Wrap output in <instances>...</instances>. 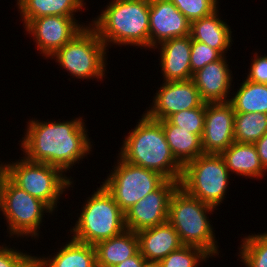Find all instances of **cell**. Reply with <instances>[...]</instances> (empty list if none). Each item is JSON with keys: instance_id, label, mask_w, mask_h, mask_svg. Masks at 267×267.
Returning <instances> with one entry per match:
<instances>
[{"instance_id": "obj_1", "label": "cell", "mask_w": 267, "mask_h": 267, "mask_svg": "<svg viewBox=\"0 0 267 267\" xmlns=\"http://www.w3.org/2000/svg\"><path fill=\"white\" fill-rule=\"evenodd\" d=\"M79 116L63 122L29 119L20 148L31 162L46 163L60 168L65 174L92 152L85 120ZM92 143V144H91Z\"/></svg>"}, {"instance_id": "obj_2", "label": "cell", "mask_w": 267, "mask_h": 267, "mask_svg": "<svg viewBox=\"0 0 267 267\" xmlns=\"http://www.w3.org/2000/svg\"><path fill=\"white\" fill-rule=\"evenodd\" d=\"M124 136L118 155L130 164L153 170L167 180L180 182L183 166L175 159L162 125L144 112Z\"/></svg>"}, {"instance_id": "obj_3", "label": "cell", "mask_w": 267, "mask_h": 267, "mask_svg": "<svg viewBox=\"0 0 267 267\" xmlns=\"http://www.w3.org/2000/svg\"><path fill=\"white\" fill-rule=\"evenodd\" d=\"M107 4L90 22L107 49L113 44L149 50V0H111Z\"/></svg>"}, {"instance_id": "obj_4", "label": "cell", "mask_w": 267, "mask_h": 267, "mask_svg": "<svg viewBox=\"0 0 267 267\" xmlns=\"http://www.w3.org/2000/svg\"><path fill=\"white\" fill-rule=\"evenodd\" d=\"M214 210L218 209L191 196L180 186L173 192L168 210V222L179 234L182 244L202 248L211 258L220 253L208 215H213Z\"/></svg>"}, {"instance_id": "obj_5", "label": "cell", "mask_w": 267, "mask_h": 267, "mask_svg": "<svg viewBox=\"0 0 267 267\" xmlns=\"http://www.w3.org/2000/svg\"><path fill=\"white\" fill-rule=\"evenodd\" d=\"M94 192V193H93ZM87 197L79 211L70 237L78 242L95 246L126 230L125 213L103 185Z\"/></svg>"}, {"instance_id": "obj_6", "label": "cell", "mask_w": 267, "mask_h": 267, "mask_svg": "<svg viewBox=\"0 0 267 267\" xmlns=\"http://www.w3.org/2000/svg\"><path fill=\"white\" fill-rule=\"evenodd\" d=\"M11 162L4 163L6 176L20 189L44 202L53 212L61 196L74 187L73 178L56 166L31 162L24 156Z\"/></svg>"}, {"instance_id": "obj_7", "label": "cell", "mask_w": 267, "mask_h": 267, "mask_svg": "<svg viewBox=\"0 0 267 267\" xmlns=\"http://www.w3.org/2000/svg\"><path fill=\"white\" fill-rule=\"evenodd\" d=\"M108 50L97 32L89 25L50 58L54 59L62 70L65 69L68 75L71 74L72 78L83 81L97 79L99 82L106 78L108 73Z\"/></svg>"}, {"instance_id": "obj_8", "label": "cell", "mask_w": 267, "mask_h": 267, "mask_svg": "<svg viewBox=\"0 0 267 267\" xmlns=\"http://www.w3.org/2000/svg\"><path fill=\"white\" fill-rule=\"evenodd\" d=\"M0 212L8 224L9 238L31 236L33 240L39 239L45 214L54 215L44 202L20 189L6 175L0 189Z\"/></svg>"}, {"instance_id": "obj_9", "label": "cell", "mask_w": 267, "mask_h": 267, "mask_svg": "<svg viewBox=\"0 0 267 267\" xmlns=\"http://www.w3.org/2000/svg\"><path fill=\"white\" fill-rule=\"evenodd\" d=\"M231 173L220 154H202L183 166L179 186L200 201L218 208L226 198Z\"/></svg>"}, {"instance_id": "obj_10", "label": "cell", "mask_w": 267, "mask_h": 267, "mask_svg": "<svg viewBox=\"0 0 267 267\" xmlns=\"http://www.w3.org/2000/svg\"><path fill=\"white\" fill-rule=\"evenodd\" d=\"M102 185L125 213L167 179L161 174L124 161L119 155Z\"/></svg>"}, {"instance_id": "obj_11", "label": "cell", "mask_w": 267, "mask_h": 267, "mask_svg": "<svg viewBox=\"0 0 267 267\" xmlns=\"http://www.w3.org/2000/svg\"><path fill=\"white\" fill-rule=\"evenodd\" d=\"M68 16H44L28 20L24 25L26 33L33 38L35 47L44 59L50 57L61 47L71 41L88 25ZM82 24H81V23Z\"/></svg>"}, {"instance_id": "obj_12", "label": "cell", "mask_w": 267, "mask_h": 267, "mask_svg": "<svg viewBox=\"0 0 267 267\" xmlns=\"http://www.w3.org/2000/svg\"><path fill=\"white\" fill-rule=\"evenodd\" d=\"M152 99L149 109L146 108L144 112L150 119L157 121L167 120L174 113L197 108L205 103L192 79L162 82Z\"/></svg>"}, {"instance_id": "obj_13", "label": "cell", "mask_w": 267, "mask_h": 267, "mask_svg": "<svg viewBox=\"0 0 267 267\" xmlns=\"http://www.w3.org/2000/svg\"><path fill=\"white\" fill-rule=\"evenodd\" d=\"M178 181L166 180L125 212L126 229L135 233L168 221L169 202Z\"/></svg>"}, {"instance_id": "obj_14", "label": "cell", "mask_w": 267, "mask_h": 267, "mask_svg": "<svg viewBox=\"0 0 267 267\" xmlns=\"http://www.w3.org/2000/svg\"><path fill=\"white\" fill-rule=\"evenodd\" d=\"M234 119L235 112L229 101L206 103L201 137L205 154H221L235 141Z\"/></svg>"}, {"instance_id": "obj_15", "label": "cell", "mask_w": 267, "mask_h": 267, "mask_svg": "<svg viewBox=\"0 0 267 267\" xmlns=\"http://www.w3.org/2000/svg\"><path fill=\"white\" fill-rule=\"evenodd\" d=\"M190 26L170 0H149V50L169 39L190 35Z\"/></svg>"}, {"instance_id": "obj_16", "label": "cell", "mask_w": 267, "mask_h": 267, "mask_svg": "<svg viewBox=\"0 0 267 267\" xmlns=\"http://www.w3.org/2000/svg\"><path fill=\"white\" fill-rule=\"evenodd\" d=\"M227 60L226 56H222L193 74L192 80L205 103L230 101L233 71L229 69Z\"/></svg>"}, {"instance_id": "obj_17", "label": "cell", "mask_w": 267, "mask_h": 267, "mask_svg": "<svg viewBox=\"0 0 267 267\" xmlns=\"http://www.w3.org/2000/svg\"><path fill=\"white\" fill-rule=\"evenodd\" d=\"M160 53L163 82L186 81L193 77L190 64L191 36L172 38L154 47Z\"/></svg>"}, {"instance_id": "obj_18", "label": "cell", "mask_w": 267, "mask_h": 267, "mask_svg": "<svg viewBox=\"0 0 267 267\" xmlns=\"http://www.w3.org/2000/svg\"><path fill=\"white\" fill-rule=\"evenodd\" d=\"M136 234L139 241V252L146 261L159 262L183 246L179 234L168 221Z\"/></svg>"}, {"instance_id": "obj_19", "label": "cell", "mask_w": 267, "mask_h": 267, "mask_svg": "<svg viewBox=\"0 0 267 267\" xmlns=\"http://www.w3.org/2000/svg\"><path fill=\"white\" fill-rule=\"evenodd\" d=\"M219 8L207 17L191 22V39L207 44L211 48L218 50L223 56H226L229 48L232 46L233 38L231 27L228 22L222 20L219 16Z\"/></svg>"}, {"instance_id": "obj_20", "label": "cell", "mask_w": 267, "mask_h": 267, "mask_svg": "<svg viewBox=\"0 0 267 267\" xmlns=\"http://www.w3.org/2000/svg\"><path fill=\"white\" fill-rule=\"evenodd\" d=\"M54 255L34 256L33 263L37 267H97L96 250L93 245L81 243L74 239L57 248Z\"/></svg>"}, {"instance_id": "obj_21", "label": "cell", "mask_w": 267, "mask_h": 267, "mask_svg": "<svg viewBox=\"0 0 267 267\" xmlns=\"http://www.w3.org/2000/svg\"><path fill=\"white\" fill-rule=\"evenodd\" d=\"M231 174L247 177L246 179L259 180L267 170L260 162L259 155L254 144L233 142L220 154Z\"/></svg>"}, {"instance_id": "obj_22", "label": "cell", "mask_w": 267, "mask_h": 267, "mask_svg": "<svg viewBox=\"0 0 267 267\" xmlns=\"http://www.w3.org/2000/svg\"><path fill=\"white\" fill-rule=\"evenodd\" d=\"M94 247L96 266L114 267L139 251V241L135 232L126 229L108 240L97 243Z\"/></svg>"}, {"instance_id": "obj_23", "label": "cell", "mask_w": 267, "mask_h": 267, "mask_svg": "<svg viewBox=\"0 0 267 267\" xmlns=\"http://www.w3.org/2000/svg\"><path fill=\"white\" fill-rule=\"evenodd\" d=\"M85 0H17L18 13L23 24L30 19L44 16L76 17V12L83 11L86 7ZM83 9V10H82Z\"/></svg>"}, {"instance_id": "obj_24", "label": "cell", "mask_w": 267, "mask_h": 267, "mask_svg": "<svg viewBox=\"0 0 267 267\" xmlns=\"http://www.w3.org/2000/svg\"><path fill=\"white\" fill-rule=\"evenodd\" d=\"M158 122L162 125L173 156L182 166L204 154L199 135L173 125L168 119Z\"/></svg>"}, {"instance_id": "obj_25", "label": "cell", "mask_w": 267, "mask_h": 267, "mask_svg": "<svg viewBox=\"0 0 267 267\" xmlns=\"http://www.w3.org/2000/svg\"><path fill=\"white\" fill-rule=\"evenodd\" d=\"M236 90L229 101L235 113L267 114V84L244 79Z\"/></svg>"}, {"instance_id": "obj_26", "label": "cell", "mask_w": 267, "mask_h": 267, "mask_svg": "<svg viewBox=\"0 0 267 267\" xmlns=\"http://www.w3.org/2000/svg\"><path fill=\"white\" fill-rule=\"evenodd\" d=\"M267 132L266 113H235V142L254 144Z\"/></svg>"}, {"instance_id": "obj_27", "label": "cell", "mask_w": 267, "mask_h": 267, "mask_svg": "<svg viewBox=\"0 0 267 267\" xmlns=\"http://www.w3.org/2000/svg\"><path fill=\"white\" fill-rule=\"evenodd\" d=\"M238 257L245 267H267V231L245 235L240 242Z\"/></svg>"}, {"instance_id": "obj_28", "label": "cell", "mask_w": 267, "mask_h": 267, "mask_svg": "<svg viewBox=\"0 0 267 267\" xmlns=\"http://www.w3.org/2000/svg\"><path fill=\"white\" fill-rule=\"evenodd\" d=\"M210 257L202 248L183 245L159 261V264L161 267H198Z\"/></svg>"}, {"instance_id": "obj_29", "label": "cell", "mask_w": 267, "mask_h": 267, "mask_svg": "<svg viewBox=\"0 0 267 267\" xmlns=\"http://www.w3.org/2000/svg\"><path fill=\"white\" fill-rule=\"evenodd\" d=\"M206 103L202 106L192 109H186L171 115L168 120L181 129L188 130L202 137L205 124Z\"/></svg>"}, {"instance_id": "obj_30", "label": "cell", "mask_w": 267, "mask_h": 267, "mask_svg": "<svg viewBox=\"0 0 267 267\" xmlns=\"http://www.w3.org/2000/svg\"><path fill=\"white\" fill-rule=\"evenodd\" d=\"M176 8L190 21L207 17L220 6V0H170Z\"/></svg>"}, {"instance_id": "obj_31", "label": "cell", "mask_w": 267, "mask_h": 267, "mask_svg": "<svg viewBox=\"0 0 267 267\" xmlns=\"http://www.w3.org/2000/svg\"><path fill=\"white\" fill-rule=\"evenodd\" d=\"M223 55L205 43L191 39L190 64L192 74L202 69L208 63L219 60Z\"/></svg>"}, {"instance_id": "obj_32", "label": "cell", "mask_w": 267, "mask_h": 267, "mask_svg": "<svg viewBox=\"0 0 267 267\" xmlns=\"http://www.w3.org/2000/svg\"><path fill=\"white\" fill-rule=\"evenodd\" d=\"M13 248L5 242L0 245V267H30L33 264L32 254Z\"/></svg>"}, {"instance_id": "obj_33", "label": "cell", "mask_w": 267, "mask_h": 267, "mask_svg": "<svg viewBox=\"0 0 267 267\" xmlns=\"http://www.w3.org/2000/svg\"><path fill=\"white\" fill-rule=\"evenodd\" d=\"M255 51L252 57V63L250 69H248V74L246 73V80H249L258 84H267V55H258Z\"/></svg>"}, {"instance_id": "obj_34", "label": "cell", "mask_w": 267, "mask_h": 267, "mask_svg": "<svg viewBox=\"0 0 267 267\" xmlns=\"http://www.w3.org/2000/svg\"><path fill=\"white\" fill-rule=\"evenodd\" d=\"M254 145L256 146L261 164L267 170V132Z\"/></svg>"}, {"instance_id": "obj_35", "label": "cell", "mask_w": 267, "mask_h": 267, "mask_svg": "<svg viewBox=\"0 0 267 267\" xmlns=\"http://www.w3.org/2000/svg\"><path fill=\"white\" fill-rule=\"evenodd\" d=\"M145 261L146 259L138 251L134 256L129 257L114 267H143Z\"/></svg>"}, {"instance_id": "obj_36", "label": "cell", "mask_w": 267, "mask_h": 267, "mask_svg": "<svg viewBox=\"0 0 267 267\" xmlns=\"http://www.w3.org/2000/svg\"><path fill=\"white\" fill-rule=\"evenodd\" d=\"M5 175H6L5 165H4V162L0 160V189H1V184H2V181Z\"/></svg>"}, {"instance_id": "obj_37", "label": "cell", "mask_w": 267, "mask_h": 267, "mask_svg": "<svg viewBox=\"0 0 267 267\" xmlns=\"http://www.w3.org/2000/svg\"><path fill=\"white\" fill-rule=\"evenodd\" d=\"M143 267H161L159 262L145 261Z\"/></svg>"}, {"instance_id": "obj_38", "label": "cell", "mask_w": 267, "mask_h": 267, "mask_svg": "<svg viewBox=\"0 0 267 267\" xmlns=\"http://www.w3.org/2000/svg\"><path fill=\"white\" fill-rule=\"evenodd\" d=\"M30 267H37L34 263Z\"/></svg>"}]
</instances>
